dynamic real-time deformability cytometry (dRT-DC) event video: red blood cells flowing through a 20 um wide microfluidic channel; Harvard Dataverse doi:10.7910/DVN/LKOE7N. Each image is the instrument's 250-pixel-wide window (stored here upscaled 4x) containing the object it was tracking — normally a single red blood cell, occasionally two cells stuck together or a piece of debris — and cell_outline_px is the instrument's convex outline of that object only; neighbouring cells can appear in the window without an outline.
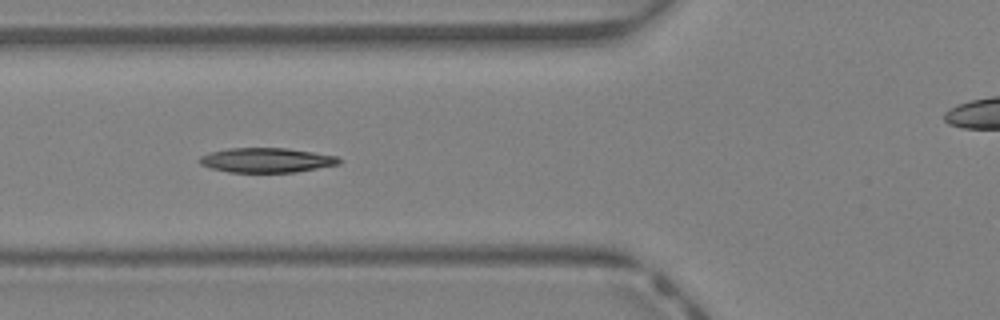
{"species": "Egyptian fruit bat (a non-hibernating species)", "species_latin": "Rousettus aegyptiacus", "temperature_condition": "warm", "stored_images_in_passage": 44, "camera_frame_rate_fps": 3000, "um_per_image_px": 0.085, "animal": {"sex": "female"}, "frame": {"image": 1, "passage_image": 16, "time_ms": 5.0, "image_size_px": [1000, 320], "cell_outline_px": [[340, 164], [296, 172], [228, 172], [212, 168], [200, 164], [196, 160], [200, 156], [208, 152], [228, 148], [288, 148], [336, 156], [340, 160]], "centroid_in_image_um": [22.6, 13.61], "position_along_channel_um": 103.2, "area_um2": 20.06}}
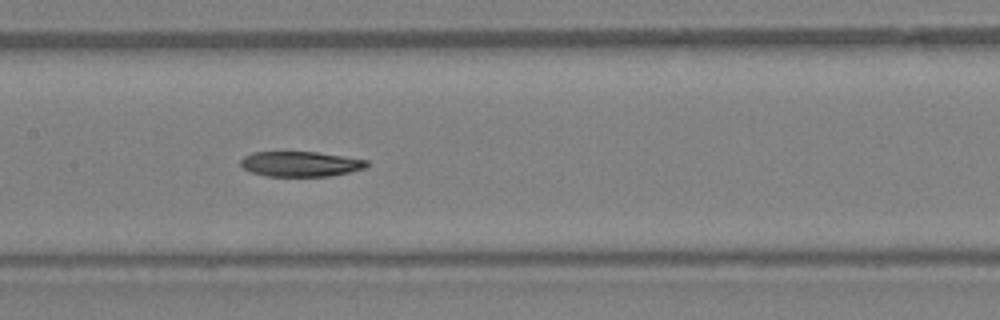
{"frame": {"image": 2, "passage_image": 21, "time_ms": 6.667, "image_size_px": [1000, 320], "cell_outline_px": [[368, 164], [364, 168], [348, 172], [328, 176], [268, 176], [252, 172], [244, 168], [240, 164], [240, 160], [244, 156], [252, 152], [316, 152], [344, 156], [368, 160]], "centroid_in_image_um": [25.53, 13.93], "position_along_channel_um": 181.9, "area_um2": 18.32}}
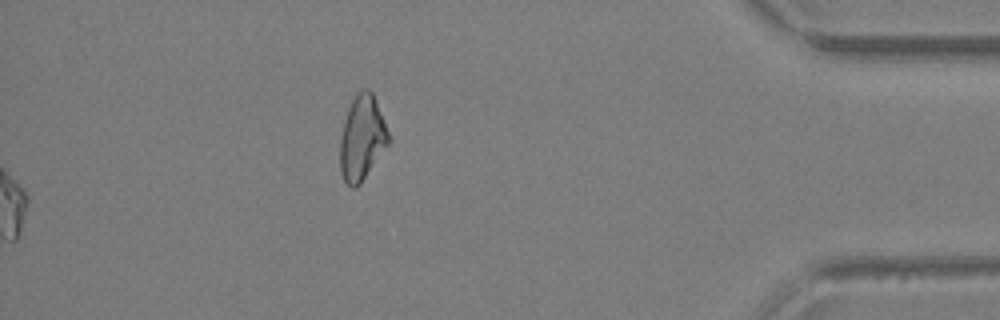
{"frame": {"image": 3, "passage_image": 44, "time_ms": 14.333, "image_size_px": [1000, 320], "cell_outline_px": [[392, 140], [360, 184], [356, 188], [352, 188], [344, 180], [340, 172], [340, 140], [344, 120], [348, 108], [356, 92], [364, 88], [368, 88], [372, 92]], "centroid_in_image_um": [30.77, 11.73], "position_along_channel_um": 404.4, "area_um2": 24.04}, "authors_computed_cell_mechanics": {"area_um2": 20.1433, "velocity_mm_per_s": 4.7106, "shape_relaxation_time_tau1_ms": 7.9622, "shape_relaxation_time_tau2_ms": null, "deformation_change_tau1": 0.1972, "deformation_change_tau2": null}}